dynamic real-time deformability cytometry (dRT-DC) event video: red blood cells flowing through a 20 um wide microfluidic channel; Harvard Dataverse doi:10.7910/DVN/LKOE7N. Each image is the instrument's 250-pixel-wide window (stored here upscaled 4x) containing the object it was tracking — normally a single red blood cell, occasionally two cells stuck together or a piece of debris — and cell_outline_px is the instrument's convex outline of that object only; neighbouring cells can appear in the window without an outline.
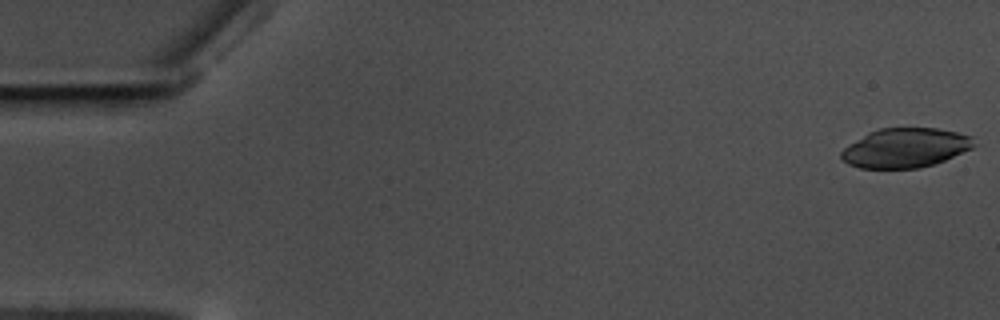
{"species": "common noctule bat (a hibernating species)", "species_latin": "Nyctalus noctula", "temperature_condition": "warm", "stored_images_in_passage": 58, "camera_frame_rate_fps": 3000, "um_per_image_px": 0.085, "animal": {"sex": "male", "body_mass_g": 17.5, "forearm_length_mm": 52.3}, "frame": {"image": 1, "passage_image": 1, "time_ms": 0.0, "image_size_px": [1000, 320], "cell_outline_px": [[976, 144], [972, 148], [944, 160], [932, 164], [916, 168], [860, 168], [848, 164], [840, 156], [840, 152], [848, 144], [868, 132], [880, 128], [936, 128], [956, 132], [972, 136]], "centroid_in_image_um": [76.93, 12.56], "position_along_channel_um": 8.1, "area_um2": 30.35}}